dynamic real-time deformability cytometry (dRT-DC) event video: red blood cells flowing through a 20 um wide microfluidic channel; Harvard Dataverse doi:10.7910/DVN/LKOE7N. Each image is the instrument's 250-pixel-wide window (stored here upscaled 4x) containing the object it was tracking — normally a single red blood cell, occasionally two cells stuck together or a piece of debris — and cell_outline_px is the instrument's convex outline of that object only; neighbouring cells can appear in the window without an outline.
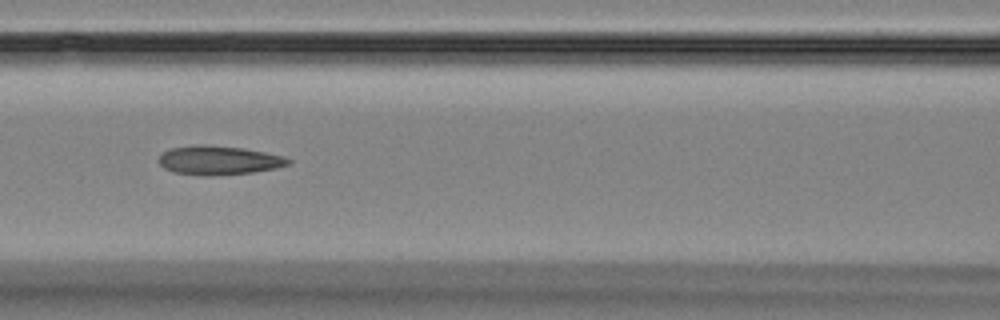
{"species": "Egyptian fruit bat (a non-hibernating species)", "species_latin": "Rousettus aegyptiacus", "temperature_condition": "room temperature", "stored_images_in_passage": 6, "camera_frame_rate_fps": 3000, "um_per_image_px": 0.085, "animal": {"sex": "female"}, "frame": {"image": 1, "passage_image": 6, "time_ms": 6.667, "image_size_px": [1000, 320], "cell_outline_px": [[292, 164], [276, 168], [252, 172], [208, 176], [200, 176], [172, 172], [164, 168], [156, 160], [168, 148], [200, 144], [204, 144], [244, 148], [284, 156], [292, 160]], "centroid_in_image_um": [18.58, 13.62], "position_along_channel_um": 148.0, "area_um2": 22.14}}